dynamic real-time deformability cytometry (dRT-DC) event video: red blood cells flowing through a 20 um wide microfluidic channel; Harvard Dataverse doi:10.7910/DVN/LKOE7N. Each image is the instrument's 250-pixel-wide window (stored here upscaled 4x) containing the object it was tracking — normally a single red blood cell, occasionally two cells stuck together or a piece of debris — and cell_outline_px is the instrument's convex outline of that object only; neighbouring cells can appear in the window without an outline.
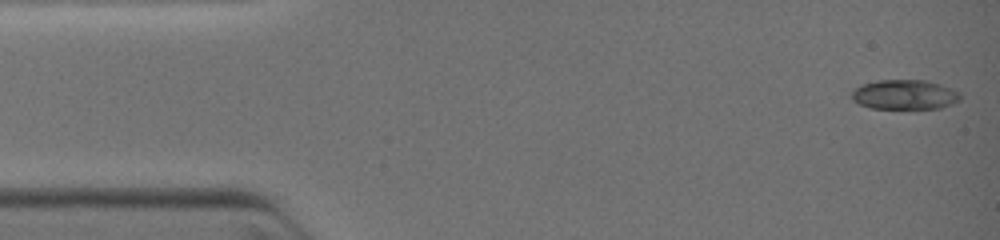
{"species": "common noctule bat (a hibernating species)", "species_latin": "Nyctalus noctula", "temperature_condition": "warm", "stored_images_in_passage": 30, "camera_frame_rate_fps": 3000, "um_per_image_px": 0.085, "animal": {"sex": "female", "body_mass_g": 19.0, "forearm_length_mm": 51.5}, "frame": {"image": 1, "passage_image": 1, "time_ms": 0.0, "image_size_px": [1000, 240], "cell_outline_px": [[960, 100], [952, 104], [940, 108], [868, 108], [852, 100], [852, 92], [860, 84], [880, 80], [924, 80], [940, 84], [960, 92]], "centroid_in_image_um": [76.89, 8.04], "position_along_channel_um": 8.1, "area_um2": 18.73}}
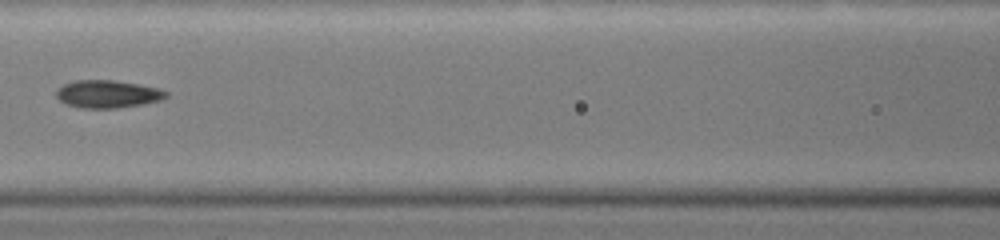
{"frame": {"image": 2, "passage_image": 13, "time_ms": 5.333, "image_size_px": [1000, 240], "cell_outline_px": [[168, 96], [160, 100], [144, 104], [116, 108], [80, 108], [64, 104], [56, 96], [56, 88], [64, 84], [76, 80], [112, 80], [140, 84], [156, 88], [168, 92]], "centroid_in_image_um": [9.12, 8.0], "position_along_channel_um": 157.5, "area_um2": 17.8}}
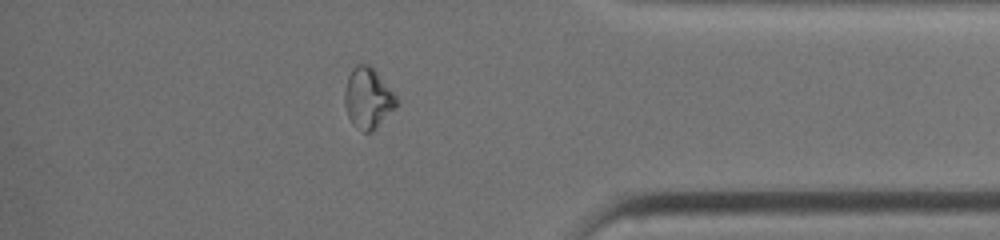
{"frame": {"image": 3, "passage_image": 26, "time_ms": 10.667, "image_size_px": [1000, 240], "cell_outline_px": [[396, 108], [372, 132], [364, 132], [352, 124], [348, 116], [344, 104], [344, 88], [348, 76], [352, 68], [356, 64], [368, 64], [376, 72], [396, 96]], "centroid_in_image_um": [31.24, 8.36], "position_along_channel_um": 404.0, "area_um2": 18.21}}